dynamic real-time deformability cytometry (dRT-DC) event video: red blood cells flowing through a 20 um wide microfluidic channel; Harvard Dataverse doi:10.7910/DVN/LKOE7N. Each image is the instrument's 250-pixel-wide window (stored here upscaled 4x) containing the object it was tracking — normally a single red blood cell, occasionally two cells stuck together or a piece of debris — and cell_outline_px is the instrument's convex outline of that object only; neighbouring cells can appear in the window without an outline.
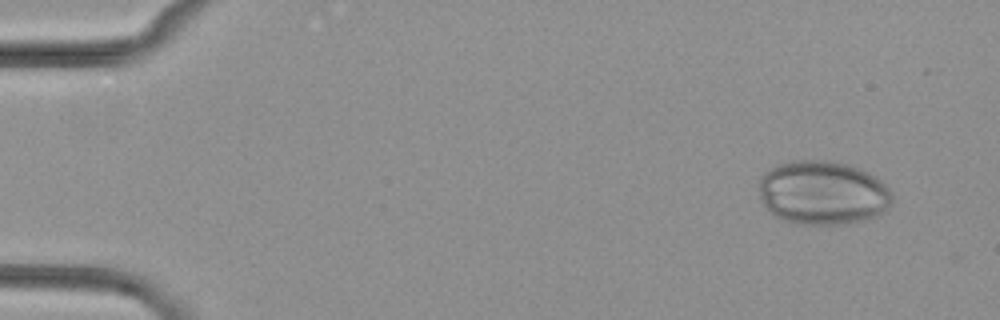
{"species": "common noctule bat (a hibernating species)", "species_latin": "Nyctalus noctula", "temperature_condition": "cold", "stored_images_in_passage": 4, "camera_frame_rate_fps": 3000, "um_per_image_px": 0.085, "animal": {"sex": "female", "body_mass_g": 29.2, "forearm_length_mm": 56.3}, "frame": {"image": 1, "passage_image": 1, "time_ms": 0.0, "image_size_px": [1000, 320], "cell_outline_px": [[892, 200], [876, 216], [852, 224], [800, 224], [784, 220], [776, 216], [764, 204], [760, 196], [760, 176], [772, 168], [780, 164], [792, 160], [824, 160], [848, 164], [868, 172], [880, 180], [892, 192]], "centroid_in_image_um": [69.93, 16.38], "position_along_channel_um": 15.1, "area_um2": 49.3}}